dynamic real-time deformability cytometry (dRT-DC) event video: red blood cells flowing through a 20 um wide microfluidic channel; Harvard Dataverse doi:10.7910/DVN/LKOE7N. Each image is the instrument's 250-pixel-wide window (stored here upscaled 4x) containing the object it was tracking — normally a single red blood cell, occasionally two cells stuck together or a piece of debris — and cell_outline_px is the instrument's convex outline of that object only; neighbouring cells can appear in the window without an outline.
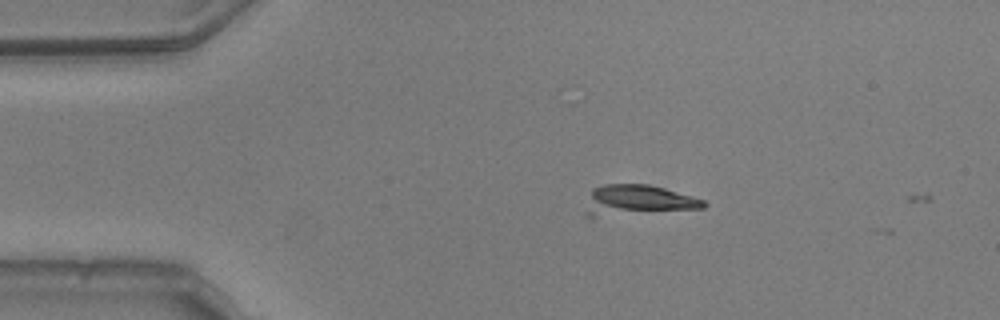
{"species": "common noctule bat (a hibernating species)", "species_latin": "Nyctalus noctula", "temperature_condition": "warm", "stored_images_in_passage": 2, "camera_frame_rate_fps": 3000, "um_per_image_px": 0.085, "animal": {"sex": "male", "body_mass_g": 20.5, "forearm_length_mm": 52.5}, "frame": {"image": 1, "passage_image": 1, "time_ms": 0.0, "image_size_px": [1000, 320], "cell_outline_px": [[708, 204], [704, 208], [592, 216], [588, 216], [584, 212], [592, 188], [604, 184], [648, 184], [664, 188], [692, 196], [704, 200]], "centroid_in_image_um": [54.2, 16.99], "position_along_channel_um": 30.8, "area_um2": 20.4}}